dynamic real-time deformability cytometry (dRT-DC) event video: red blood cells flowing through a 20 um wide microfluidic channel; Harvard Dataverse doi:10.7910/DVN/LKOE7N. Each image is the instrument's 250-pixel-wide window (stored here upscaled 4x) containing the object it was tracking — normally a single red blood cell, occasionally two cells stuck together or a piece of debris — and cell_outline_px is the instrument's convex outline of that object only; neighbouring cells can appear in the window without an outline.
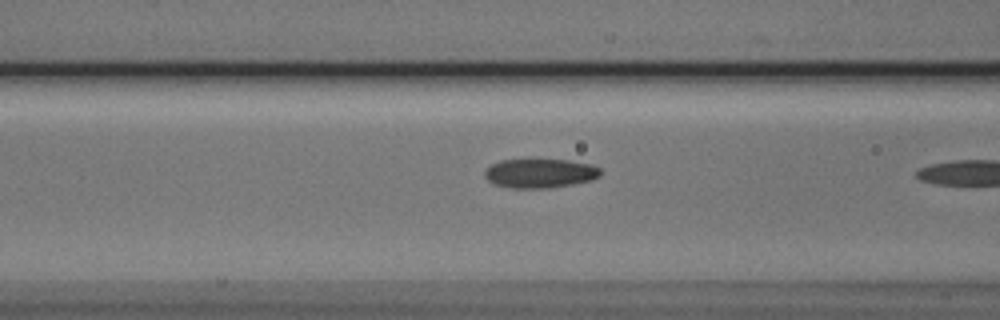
{"species": "Egyptian fruit bat (a non-hibernating species)", "species_latin": "Rousettus aegyptiacus", "temperature_condition": "cold", "stored_images_in_passage": 7, "camera_frame_rate_fps": 3000, "um_per_image_px": 0.085, "animal": {"sex": "male"}, "frame": {"image": 1, "passage_image": 6, "time_ms": 1.667, "image_size_px": [1000, 320], "cell_outline_px": [[600, 176], [592, 180], [552, 188], [508, 188], [496, 184], [488, 180], [484, 176], [484, 172], [492, 164], [500, 160], [568, 160], [592, 164], [600, 168]], "centroid_in_image_um": [45.92, 14.74], "position_along_channel_um": 120.7, "area_um2": 19.65}}